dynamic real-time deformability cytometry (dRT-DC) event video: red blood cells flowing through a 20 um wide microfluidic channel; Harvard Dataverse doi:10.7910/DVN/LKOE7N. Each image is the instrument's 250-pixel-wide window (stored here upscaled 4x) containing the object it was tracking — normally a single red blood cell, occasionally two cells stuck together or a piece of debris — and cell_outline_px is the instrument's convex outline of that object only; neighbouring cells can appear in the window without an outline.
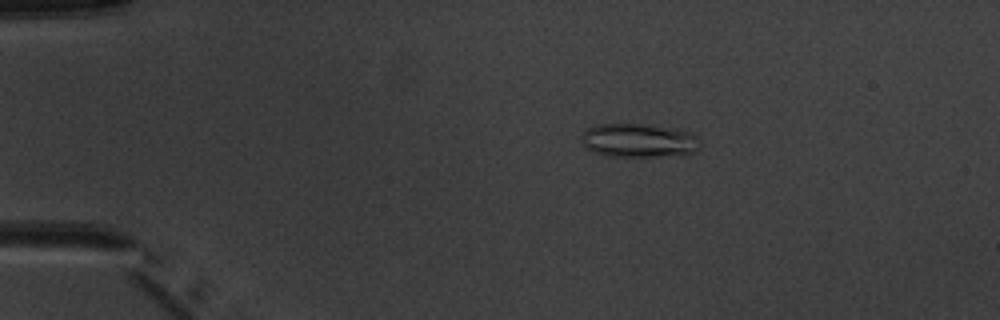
{"species": "common noctule bat (a hibernating species)", "species_latin": "Nyctalus noctula", "temperature_condition": "warm", "stored_images_in_passage": 8, "camera_frame_rate_fps": 3000, "um_per_image_px": 0.085, "animal": {"sex": "male", "body_mass_g": 20.1, "forearm_length_mm": 53.5}, "frame": {"image": 1, "passage_image": 3, "time_ms": 3.333, "image_size_px": [1000, 320], "cell_outline_px": [[700, 148], [692, 152], [656, 156], [608, 156], [592, 152], [580, 140], [580, 136], [588, 128], [596, 124], [640, 124], [676, 128], [688, 132], [696, 136]], "centroid_in_image_um": [54.23, 11.92], "position_along_channel_um": 30.8, "area_um2": 23.06}}
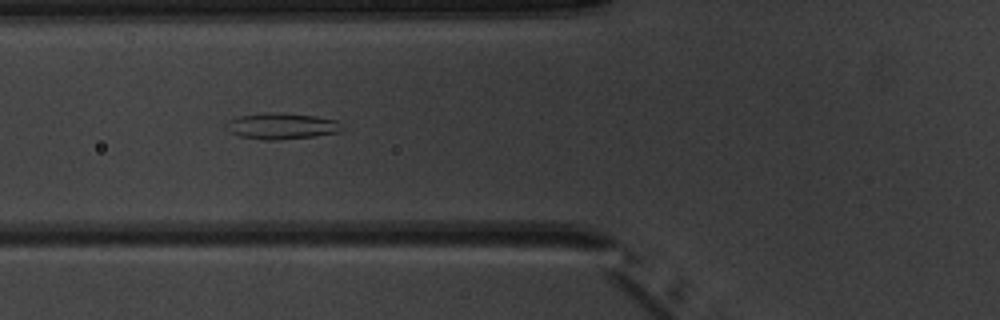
{"frame": {"image": 2, "passage_image": 6, "time_ms": 6.667, "image_size_px": [1000, 320], "cell_outline_px": [[340, 132], [316, 136], [280, 140], [264, 140], [240, 136], [228, 132], [224, 128], [224, 124], [228, 120], [236, 116], [264, 112], [276, 112], [316, 116], [336, 120], [340, 128]], "centroid_in_image_um": [23.83, 10.71], "position_along_channel_um": 102.0, "area_um2": 17.92}}
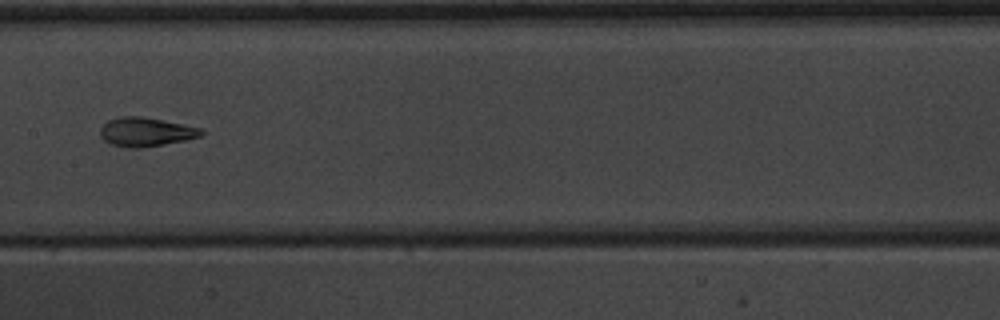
{"frame": {"image": 3, "passage_image": 8, "time_ms": 9.0, "image_size_px": [1000, 320], "cell_outline_px": [[204, 132], [200, 136], [188, 140], [140, 148], [128, 148], [112, 144], [104, 140], [100, 136], [100, 128], [108, 120], [120, 116], [140, 116], [204, 128]], "centroid_in_image_um": [12.41, 11.21], "position_along_channel_um": 195.0, "area_um2": 17.11}}